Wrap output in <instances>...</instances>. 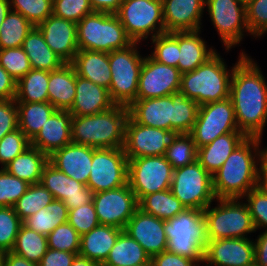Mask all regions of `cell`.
<instances>
[{"instance_id":"obj_49","label":"cell","mask_w":267,"mask_h":266,"mask_svg":"<svg viewBox=\"0 0 267 266\" xmlns=\"http://www.w3.org/2000/svg\"><path fill=\"white\" fill-rule=\"evenodd\" d=\"M30 184L0 168V207H13Z\"/></svg>"},{"instance_id":"obj_10","label":"cell","mask_w":267,"mask_h":266,"mask_svg":"<svg viewBox=\"0 0 267 266\" xmlns=\"http://www.w3.org/2000/svg\"><path fill=\"white\" fill-rule=\"evenodd\" d=\"M116 15L133 42L165 33L162 0H124Z\"/></svg>"},{"instance_id":"obj_26","label":"cell","mask_w":267,"mask_h":266,"mask_svg":"<svg viewBox=\"0 0 267 266\" xmlns=\"http://www.w3.org/2000/svg\"><path fill=\"white\" fill-rule=\"evenodd\" d=\"M116 104L109 90L76 74V94L72 107L68 110L72 116L93 115L107 111Z\"/></svg>"},{"instance_id":"obj_16","label":"cell","mask_w":267,"mask_h":266,"mask_svg":"<svg viewBox=\"0 0 267 266\" xmlns=\"http://www.w3.org/2000/svg\"><path fill=\"white\" fill-rule=\"evenodd\" d=\"M92 202L100 224L123 230L138 209L135 193L128 183L116 189L93 193Z\"/></svg>"},{"instance_id":"obj_9","label":"cell","mask_w":267,"mask_h":266,"mask_svg":"<svg viewBox=\"0 0 267 266\" xmlns=\"http://www.w3.org/2000/svg\"><path fill=\"white\" fill-rule=\"evenodd\" d=\"M170 190L186 209L204 210L217 199L212 175L197 160L173 170Z\"/></svg>"},{"instance_id":"obj_3","label":"cell","mask_w":267,"mask_h":266,"mask_svg":"<svg viewBox=\"0 0 267 266\" xmlns=\"http://www.w3.org/2000/svg\"><path fill=\"white\" fill-rule=\"evenodd\" d=\"M129 108L115 105L111 109L85 116H72V143L99 148H123Z\"/></svg>"},{"instance_id":"obj_1","label":"cell","mask_w":267,"mask_h":266,"mask_svg":"<svg viewBox=\"0 0 267 266\" xmlns=\"http://www.w3.org/2000/svg\"><path fill=\"white\" fill-rule=\"evenodd\" d=\"M229 98L239 131L262 138L267 123V82L251 56L246 55L234 67Z\"/></svg>"},{"instance_id":"obj_39","label":"cell","mask_w":267,"mask_h":266,"mask_svg":"<svg viewBox=\"0 0 267 266\" xmlns=\"http://www.w3.org/2000/svg\"><path fill=\"white\" fill-rule=\"evenodd\" d=\"M48 250L47 236L22 224L11 252L24 257L30 262L39 264Z\"/></svg>"},{"instance_id":"obj_17","label":"cell","mask_w":267,"mask_h":266,"mask_svg":"<svg viewBox=\"0 0 267 266\" xmlns=\"http://www.w3.org/2000/svg\"><path fill=\"white\" fill-rule=\"evenodd\" d=\"M181 73L177 67L165 65L144 56L136 99L156 98L179 91Z\"/></svg>"},{"instance_id":"obj_61","label":"cell","mask_w":267,"mask_h":266,"mask_svg":"<svg viewBox=\"0 0 267 266\" xmlns=\"http://www.w3.org/2000/svg\"><path fill=\"white\" fill-rule=\"evenodd\" d=\"M258 187L267 192V147L262 149L259 159Z\"/></svg>"},{"instance_id":"obj_62","label":"cell","mask_w":267,"mask_h":266,"mask_svg":"<svg viewBox=\"0 0 267 266\" xmlns=\"http://www.w3.org/2000/svg\"><path fill=\"white\" fill-rule=\"evenodd\" d=\"M3 266H38L13 252H6L4 256Z\"/></svg>"},{"instance_id":"obj_56","label":"cell","mask_w":267,"mask_h":266,"mask_svg":"<svg viewBox=\"0 0 267 266\" xmlns=\"http://www.w3.org/2000/svg\"><path fill=\"white\" fill-rule=\"evenodd\" d=\"M152 266H200V264L188 257L171 253L167 250L151 258Z\"/></svg>"},{"instance_id":"obj_30","label":"cell","mask_w":267,"mask_h":266,"mask_svg":"<svg viewBox=\"0 0 267 266\" xmlns=\"http://www.w3.org/2000/svg\"><path fill=\"white\" fill-rule=\"evenodd\" d=\"M71 64L78 76L109 89L111 82L109 53L79 49Z\"/></svg>"},{"instance_id":"obj_27","label":"cell","mask_w":267,"mask_h":266,"mask_svg":"<svg viewBox=\"0 0 267 266\" xmlns=\"http://www.w3.org/2000/svg\"><path fill=\"white\" fill-rule=\"evenodd\" d=\"M246 138L247 136L241 131L220 135L211 143L197 148V161L213 175Z\"/></svg>"},{"instance_id":"obj_57","label":"cell","mask_w":267,"mask_h":266,"mask_svg":"<svg viewBox=\"0 0 267 266\" xmlns=\"http://www.w3.org/2000/svg\"><path fill=\"white\" fill-rule=\"evenodd\" d=\"M77 254L48 248L38 266H71Z\"/></svg>"},{"instance_id":"obj_67","label":"cell","mask_w":267,"mask_h":266,"mask_svg":"<svg viewBox=\"0 0 267 266\" xmlns=\"http://www.w3.org/2000/svg\"><path fill=\"white\" fill-rule=\"evenodd\" d=\"M133 266H152V262L150 261L149 263L146 264L133 265Z\"/></svg>"},{"instance_id":"obj_12","label":"cell","mask_w":267,"mask_h":266,"mask_svg":"<svg viewBox=\"0 0 267 266\" xmlns=\"http://www.w3.org/2000/svg\"><path fill=\"white\" fill-rule=\"evenodd\" d=\"M128 158L123 148L94 149L87 187L93 193L112 190L128 183Z\"/></svg>"},{"instance_id":"obj_4","label":"cell","mask_w":267,"mask_h":266,"mask_svg":"<svg viewBox=\"0 0 267 266\" xmlns=\"http://www.w3.org/2000/svg\"><path fill=\"white\" fill-rule=\"evenodd\" d=\"M239 55L238 61L230 70L220 54L216 52L195 70L181 74L179 91L199 106L228 99L233 69L247 54L242 50Z\"/></svg>"},{"instance_id":"obj_7","label":"cell","mask_w":267,"mask_h":266,"mask_svg":"<svg viewBox=\"0 0 267 266\" xmlns=\"http://www.w3.org/2000/svg\"><path fill=\"white\" fill-rule=\"evenodd\" d=\"M203 211L206 218L207 239L248 238L256 232L248 207L240 198H218ZM212 207V208H211Z\"/></svg>"},{"instance_id":"obj_8","label":"cell","mask_w":267,"mask_h":266,"mask_svg":"<svg viewBox=\"0 0 267 266\" xmlns=\"http://www.w3.org/2000/svg\"><path fill=\"white\" fill-rule=\"evenodd\" d=\"M139 42L109 53L111 82L109 94L116 105L129 107L137 97L139 75L144 56L137 49Z\"/></svg>"},{"instance_id":"obj_25","label":"cell","mask_w":267,"mask_h":266,"mask_svg":"<svg viewBox=\"0 0 267 266\" xmlns=\"http://www.w3.org/2000/svg\"><path fill=\"white\" fill-rule=\"evenodd\" d=\"M71 120L69 111L56 110L30 141V145L50 156L55 150L72 142Z\"/></svg>"},{"instance_id":"obj_59","label":"cell","mask_w":267,"mask_h":266,"mask_svg":"<svg viewBox=\"0 0 267 266\" xmlns=\"http://www.w3.org/2000/svg\"><path fill=\"white\" fill-rule=\"evenodd\" d=\"M254 245V263L257 266H267V230L260 232V235L254 241Z\"/></svg>"},{"instance_id":"obj_35","label":"cell","mask_w":267,"mask_h":266,"mask_svg":"<svg viewBox=\"0 0 267 266\" xmlns=\"http://www.w3.org/2000/svg\"><path fill=\"white\" fill-rule=\"evenodd\" d=\"M151 261L143 247L123 231L102 266H133Z\"/></svg>"},{"instance_id":"obj_65","label":"cell","mask_w":267,"mask_h":266,"mask_svg":"<svg viewBox=\"0 0 267 266\" xmlns=\"http://www.w3.org/2000/svg\"><path fill=\"white\" fill-rule=\"evenodd\" d=\"M5 252L0 250V266H3Z\"/></svg>"},{"instance_id":"obj_44","label":"cell","mask_w":267,"mask_h":266,"mask_svg":"<svg viewBox=\"0 0 267 266\" xmlns=\"http://www.w3.org/2000/svg\"><path fill=\"white\" fill-rule=\"evenodd\" d=\"M154 49L150 56L159 63L177 67L179 62V31L166 32L151 39Z\"/></svg>"},{"instance_id":"obj_55","label":"cell","mask_w":267,"mask_h":266,"mask_svg":"<svg viewBox=\"0 0 267 266\" xmlns=\"http://www.w3.org/2000/svg\"><path fill=\"white\" fill-rule=\"evenodd\" d=\"M18 128L15 99L0 100V140Z\"/></svg>"},{"instance_id":"obj_22","label":"cell","mask_w":267,"mask_h":266,"mask_svg":"<svg viewBox=\"0 0 267 266\" xmlns=\"http://www.w3.org/2000/svg\"><path fill=\"white\" fill-rule=\"evenodd\" d=\"M205 0H162L166 32L201 30Z\"/></svg>"},{"instance_id":"obj_15","label":"cell","mask_w":267,"mask_h":266,"mask_svg":"<svg viewBox=\"0 0 267 266\" xmlns=\"http://www.w3.org/2000/svg\"><path fill=\"white\" fill-rule=\"evenodd\" d=\"M180 133L176 130L148 127L136 123L130 116L125 127L124 152L127 158L161 156Z\"/></svg>"},{"instance_id":"obj_36","label":"cell","mask_w":267,"mask_h":266,"mask_svg":"<svg viewBox=\"0 0 267 266\" xmlns=\"http://www.w3.org/2000/svg\"><path fill=\"white\" fill-rule=\"evenodd\" d=\"M138 208L147 214L153 215L162 220L173 218L186 208L176 198L170 189L150 193L138 201Z\"/></svg>"},{"instance_id":"obj_41","label":"cell","mask_w":267,"mask_h":266,"mask_svg":"<svg viewBox=\"0 0 267 266\" xmlns=\"http://www.w3.org/2000/svg\"><path fill=\"white\" fill-rule=\"evenodd\" d=\"M53 195L40 182L29 185L26 192L14 204L13 208L19 218L24 221L45 208L53 201Z\"/></svg>"},{"instance_id":"obj_2","label":"cell","mask_w":267,"mask_h":266,"mask_svg":"<svg viewBox=\"0 0 267 266\" xmlns=\"http://www.w3.org/2000/svg\"><path fill=\"white\" fill-rule=\"evenodd\" d=\"M262 138L247 137L212 175L216 198H240L258 187Z\"/></svg>"},{"instance_id":"obj_14","label":"cell","mask_w":267,"mask_h":266,"mask_svg":"<svg viewBox=\"0 0 267 266\" xmlns=\"http://www.w3.org/2000/svg\"><path fill=\"white\" fill-rule=\"evenodd\" d=\"M206 10L226 52L239 45L250 34L246 21V5L239 0H205Z\"/></svg>"},{"instance_id":"obj_54","label":"cell","mask_w":267,"mask_h":266,"mask_svg":"<svg viewBox=\"0 0 267 266\" xmlns=\"http://www.w3.org/2000/svg\"><path fill=\"white\" fill-rule=\"evenodd\" d=\"M67 222L74 227L80 235L91 231L100 224L93 202L69 210Z\"/></svg>"},{"instance_id":"obj_18","label":"cell","mask_w":267,"mask_h":266,"mask_svg":"<svg viewBox=\"0 0 267 266\" xmlns=\"http://www.w3.org/2000/svg\"><path fill=\"white\" fill-rule=\"evenodd\" d=\"M40 183L54 199L63 201L68 210L92 202L93 191L87 185L70 178L50 162L43 168Z\"/></svg>"},{"instance_id":"obj_28","label":"cell","mask_w":267,"mask_h":266,"mask_svg":"<svg viewBox=\"0 0 267 266\" xmlns=\"http://www.w3.org/2000/svg\"><path fill=\"white\" fill-rule=\"evenodd\" d=\"M123 231L111 225H97L91 231L81 235L79 255L102 265Z\"/></svg>"},{"instance_id":"obj_52","label":"cell","mask_w":267,"mask_h":266,"mask_svg":"<svg viewBox=\"0 0 267 266\" xmlns=\"http://www.w3.org/2000/svg\"><path fill=\"white\" fill-rule=\"evenodd\" d=\"M52 8L53 15L76 24L94 12L89 0H53Z\"/></svg>"},{"instance_id":"obj_23","label":"cell","mask_w":267,"mask_h":266,"mask_svg":"<svg viewBox=\"0 0 267 266\" xmlns=\"http://www.w3.org/2000/svg\"><path fill=\"white\" fill-rule=\"evenodd\" d=\"M94 149L87 145L71 142L55 150L49 156V162L70 178L87 185Z\"/></svg>"},{"instance_id":"obj_64","label":"cell","mask_w":267,"mask_h":266,"mask_svg":"<svg viewBox=\"0 0 267 266\" xmlns=\"http://www.w3.org/2000/svg\"><path fill=\"white\" fill-rule=\"evenodd\" d=\"M10 1L0 0V26L10 11Z\"/></svg>"},{"instance_id":"obj_66","label":"cell","mask_w":267,"mask_h":266,"mask_svg":"<svg viewBox=\"0 0 267 266\" xmlns=\"http://www.w3.org/2000/svg\"><path fill=\"white\" fill-rule=\"evenodd\" d=\"M241 3H243L244 5H247L249 2L253 1V0H239Z\"/></svg>"},{"instance_id":"obj_53","label":"cell","mask_w":267,"mask_h":266,"mask_svg":"<svg viewBox=\"0 0 267 266\" xmlns=\"http://www.w3.org/2000/svg\"><path fill=\"white\" fill-rule=\"evenodd\" d=\"M246 21L250 35L260 38L267 33V0H253L246 5Z\"/></svg>"},{"instance_id":"obj_37","label":"cell","mask_w":267,"mask_h":266,"mask_svg":"<svg viewBox=\"0 0 267 266\" xmlns=\"http://www.w3.org/2000/svg\"><path fill=\"white\" fill-rule=\"evenodd\" d=\"M68 209L63 201L53 199L45 208H41L37 213L23 221V224L47 236L57 226L67 223Z\"/></svg>"},{"instance_id":"obj_38","label":"cell","mask_w":267,"mask_h":266,"mask_svg":"<svg viewBox=\"0 0 267 266\" xmlns=\"http://www.w3.org/2000/svg\"><path fill=\"white\" fill-rule=\"evenodd\" d=\"M49 71L31 69L16 83V102H48Z\"/></svg>"},{"instance_id":"obj_19","label":"cell","mask_w":267,"mask_h":266,"mask_svg":"<svg viewBox=\"0 0 267 266\" xmlns=\"http://www.w3.org/2000/svg\"><path fill=\"white\" fill-rule=\"evenodd\" d=\"M255 245L250 238L208 240L204 263L206 266H250L254 264Z\"/></svg>"},{"instance_id":"obj_47","label":"cell","mask_w":267,"mask_h":266,"mask_svg":"<svg viewBox=\"0 0 267 266\" xmlns=\"http://www.w3.org/2000/svg\"><path fill=\"white\" fill-rule=\"evenodd\" d=\"M23 224L13 207H0V250L10 252Z\"/></svg>"},{"instance_id":"obj_33","label":"cell","mask_w":267,"mask_h":266,"mask_svg":"<svg viewBox=\"0 0 267 266\" xmlns=\"http://www.w3.org/2000/svg\"><path fill=\"white\" fill-rule=\"evenodd\" d=\"M48 162L49 156L46 153L30 146L7 164L4 169L11 175L32 185L40 182L43 168Z\"/></svg>"},{"instance_id":"obj_45","label":"cell","mask_w":267,"mask_h":266,"mask_svg":"<svg viewBox=\"0 0 267 266\" xmlns=\"http://www.w3.org/2000/svg\"><path fill=\"white\" fill-rule=\"evenodd\" d=\"M10 9L22 14L33 26H38L53 14V0H9Z\"/></svg>"},{"instance_id":"obj_50","label":"cell","mask_w":267,"mask_h":266,"mask_svg":"<svg viewBox=\"0 0 267 266\" xmlns=\"http://www.w3.org/2000/svg\"><path fill=\"white\" fill-rule=\"evenodd\" d=\"M30 140L19 128L9 132L0 140V165L4 168L18 155L30 147Z\"/></svg>"},{"instance_id":"obj_21","label":"cell","mask_w":267,"mask_h":266,"mask_svg":"<svg viewBox=\"0 0 267 266\" xmlns=\"http://www.w3.org/2000/svg\"><path fill=\"white\" fill-rule=\"evenodd\" d=\"M37 27L50 49L65 63H71L79 50L77 24L52 14Z\"/></svg>"},{"instance_id":"obj_58","label":"cell","mask_w":267,"mask_h":266,"mask_svg":"<svg viewBox=\"0 0 267 266\" xmlns=\"http://www.w3.org/2000/svg\"><path fill=\"white\" fill-rule=\"evenodd\" d=\"M16 81L0 65V100L15 99Z\"/></svg>"},{"instance_id":"obj_24","label":"cell","mask_w":267,"mask_h":266,"mask_svg":"<svg viewBox=\"0 0 267 266\" xmlns=\"http://www.w3.org/2000/svg\"><path fill=\"white\" fill-rule=\"evenodd\" d=\"M128 108L129 116L138 124L173 130V93L163 97L136 99Z\"/></svg>"},{"instance_id":"obj_32","label":"cell","mask_w":267,"mask_h":266,"mask_svg":"<svg viewBox=\"0 0 267 266\" xmlns=\"http://www.w3.org/2000/svg\"><path fill=\"white\" fill-rule=\"evenodd\" d=\"M22 48L29 58L31 69L53 71L65 64L46 44L42 32L36 26L24 39Z\"/></svg>"},{"instance_id":"obj_63","label":"cell","mask_w":267,"mask_h":266,"mask_svg":"<svg viewBox=\"0 0 267 266\" xmlns=\"http://www.w3.org/2000/svg\"><path fill=\"white\" fill-rule=\"evenodd\" d=\"M71 266H102L100 263L90 260L87 257L76 255Z\"/></svg>"},{"instance_id":"obj_11","label":"cell","mask_w":267,"mask_h":266,"mask_svg":"<svg viewBox=\"0 0 267 266\" xmlns=\"http://www.w3.org/2000/svg\"><path fill=\"white\" fill-rule=\"evenodd\" d=\"M173 170L164 155L128 158V185L137 201L150 193L170 189Z\"/></svg>"},{"instance_id":"obj_48","label":"cell","mask_w":267,"mask_h":266,"mask_svg":"<svg viewBox=\"0 0 267 266\" xmlns=\"http://www.w3.org/2000/svg\"><path fill=\"white\" fill-rule=\"evenodd\" d=\"M0 65L16 82L31 70L29 58L22 47L0 49Z\"/></svg>"},{"instance_id":"obj_43","label":"cell","mask_w":267,"mask_h":266,"mask_svg":"<svg viewBox=\"0 0 267 266\" xmlns=\"http://www.w3.org/2000/svg\"><path fill=\"white\" fill-rule=\"evenodd\" d=\"M173 169L184 167L197 160V148L190 133H181L164 154Z\"/></svg>"},{"instance_id":"obj_31","label":"cell","mask_w":267,"mask_h":266,"mask_svg":"<svg viewBox=\"0 0 267 266\" xmlns=\"http://www.w3.org/2000/svg\"><path fill=\"white\" fill-rule=\"evenodd\" d=\"M200 33L201 30L179 31L178 69L181 74L195 70L217 52L212 46H207Z\"/></svg>"},{"instance_id":"obj_46","label":"cell","mask_w":267,"mask_h":266,"mask_svg":"<svg viewBox=\"0 0 267 266\" xmlns=\"http://www.w3.org/2000/svg\"><path fill=\"white\" fill-rule=\"evenodd\" d=\"M81 235L68 222L47 235L48 248L79 254Z\"/></svg>"},{"instance_id":"obj_29","label":"cell","mask_w":267,"mask_h":266,"mask_svg":"<svg viewBox=\"0 0 267 266\" xmlns=\"http://www.w3.org/2000/svg\"><path fill=\"white\" fill-rule=\"evenodd\" d=\"M48 102L57 110H69L76 94V71L71 63L49 71Z\"/></svg>"},{"instance_id":"obj_13","label":"cell","mask_w":267,"mask_h":266,"mask_svg":"<svg viewBox=\"0 0 267 266\" xmlns=\"http://www.w3.org/2000/svg\"><path fill=\"white\" fill-rule=\"evenodd\" d=\"M239 131L230 98L200 105L191 135L196 148L214 141L218 136Z\"/></svg>"},{"instance_id":"obj_42","label":"cell","mask_w":267,"mask_h":266,"mask_svg":"<svg viewBox=\"0 0 267 266\" xmlns=\"http://www.w3.org/2000/svg\"><path fill=\"white\" fill-rule=\"evenodd\" d=\"M173 106V130L180 134L191 133L200 106L180 91L173 93Z\"/></svg>"},{"instance_id":"obj_40","label":"cell","mask_w":267,"mask_h":266,"mask_svg":"<svg viewBox=\"0 0 267 266\" xmlns=\"http://www.w3.org/2000/svg\"><path fill=\"white\" fill-rule=\"evenodd\" d=\"M33 27L22 14L10 10L0 26V49L22 47Z\"/></svg>"},{"instance_id":"obj_5","label":"cell","mask_w":267,"mask_h":266,"mask_svg":"<svg viewBox=\"0 0 267 266\" xmlns=\"http://www.w3.org/2000/svg\"><path fill=\"white\" fill-rule=\"evenodd\" d=\"M167 251L188 257L199 264L204 262L208 242L206 218L200 209H185L173 218L164 220Z\"/></svg>"},{"instance_id":"obj_51","label":"cell","mask_w":267,"mask_h":266,"mask_svg":"<svg viewBox=\"0 0 267 266\" xmlns=\"http://www.w3.org/2000/svg\"><path fill=\"white\" fill-rule=\"evenodd\" d=\"M255 230H267V192L259 187L250 190L244 197Z\"/></svg>"},{"instance_id":"obj_60","label":"cell","mask_w":267,"mask_h":266,"mask_svg":"<svg viewBox=\"0 0 267 266\" xmlns=\"http://www.w3.org/2000/svg\"><path fill=\"white\" fill-rule=\"evenodd\" d=\"M124 0H89L93 11L116 14Z\"/></svg>"},{"instance_id":"obj_20","label":"cell","mask_w":267,"mask_h":266,"mask_svg":"<svg viewBox=\"0 0 267 266\" xmlns=\"http://www.w3.org/2000/svg\"><path fill=\"white\" fill-rule=\"evenodd\" d=\"M124 231L143 247L150 258L167 249L164 220L144 213L139 208L127 222Z\"/></svg>"},{"instance_id":"obj_34","label":"cell","mask_w":267,"mask_h":266,"mask_svg":"<svg viewBox=\"0 0 267 266\" xmlns=\"http://www.w3.org/2000/svg\"><path fill=\"white\" fill-rule=\"evenodd\" d=\"M18 128L31 141L57 110L49 102H16Z\"/></svg>"},{"instance_id":"obj_6","label":"cell","mask_w":267,"mask_h":266,"mask_svg":"<svg viewBox=\"0 0 267 266\" xmlns=\"http://www.w3.org/2000/svg\"><path fill=\"white\" fill-rule=\"evenodd\" d=\"M80 50L110 53L133 43L116 14L94 11L77 23Z\"/></svg>"}]
</instances>
